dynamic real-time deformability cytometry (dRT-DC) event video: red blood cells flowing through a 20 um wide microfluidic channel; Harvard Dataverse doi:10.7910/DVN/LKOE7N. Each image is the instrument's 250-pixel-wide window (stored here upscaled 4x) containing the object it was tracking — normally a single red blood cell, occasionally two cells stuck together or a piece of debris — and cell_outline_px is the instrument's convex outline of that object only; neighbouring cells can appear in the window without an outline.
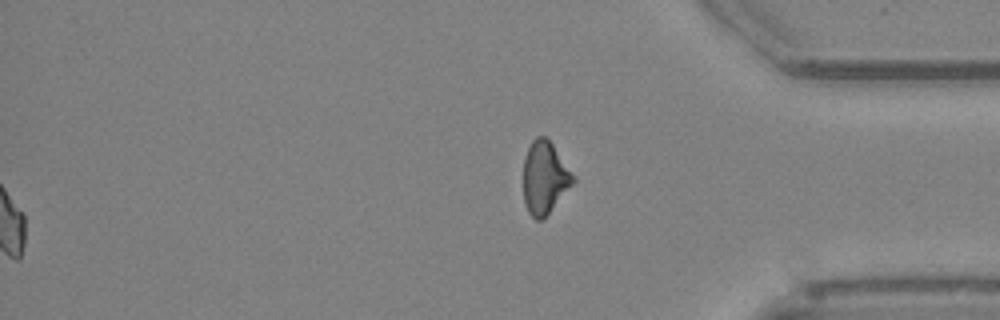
{"species": "Egyptian fruit bat (a non-hibernating species)", "species_latin": "Rousettus aegyptiacus", "temperature_condition": "cold", "stored_images_in_passage": 54, "segment_of_instrument_passage": [2, 2], "camera_frame_rate_fps": 3000, "um_per_image_px": 0.085, "animal": {"sex": "female"}, "frame": {"image": 1, "passage_image": 54, "time_ms": 17.667, "image_size_px": [1000, 320], "cell_outline_px": [[576, 180], [544, 220], [536, 220], [528, 212], [524, 204], [524, 160], [528, 148], [532, 140], [536, 136], [544, 136], [552, 144], [576, 176]], "centroid_in_image_um": [46.31, 15.13], "position_along_channel_um": 388.9, "area_um2": 21.15}}